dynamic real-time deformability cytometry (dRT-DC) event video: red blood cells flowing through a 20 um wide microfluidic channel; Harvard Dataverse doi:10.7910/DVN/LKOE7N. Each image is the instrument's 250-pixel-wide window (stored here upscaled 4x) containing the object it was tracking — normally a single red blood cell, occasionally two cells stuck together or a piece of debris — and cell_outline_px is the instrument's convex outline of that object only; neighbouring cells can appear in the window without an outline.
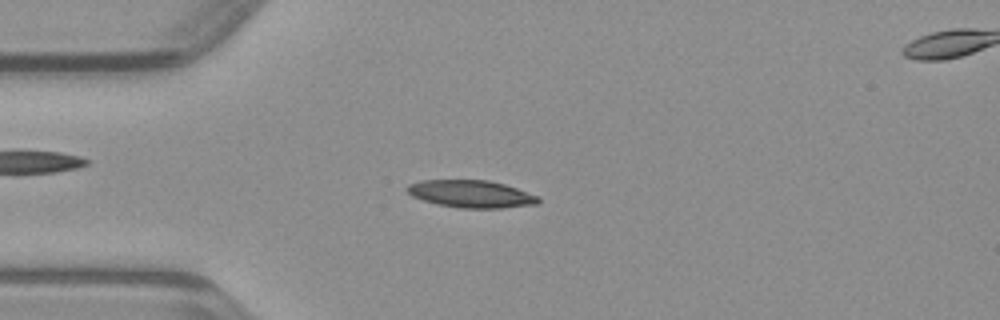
{"species": "common noctule bat (a hibernating species)", "species_latin": "Nyctalus noctula", "temperature_condition": "warm", "stored_images_in_passage": 46, "camera_frame_rate_fps": 3000, "um_per_image_px": 0.085, "animal": {"sex": "male", "body_mass_g": 23.1, "forearm_length_mm": 52.7}, "frame": {"image": 1, "passage_image": 11, "time_ms": 3.333, "image_size_px": [1000, 320], "cell_outline_px": [[540, 200], [536, 204], [504, 208], [460, 208], [436, 204], [412, 196], [404, 188], [408, 184], [420, 180], [488, 180], [504, 184], [516, 188], [536, 196]], "centroid_in_image_um": [39.99, 16.48], "position_along_channel_um": 45.0, "area_um2": 20.87}}
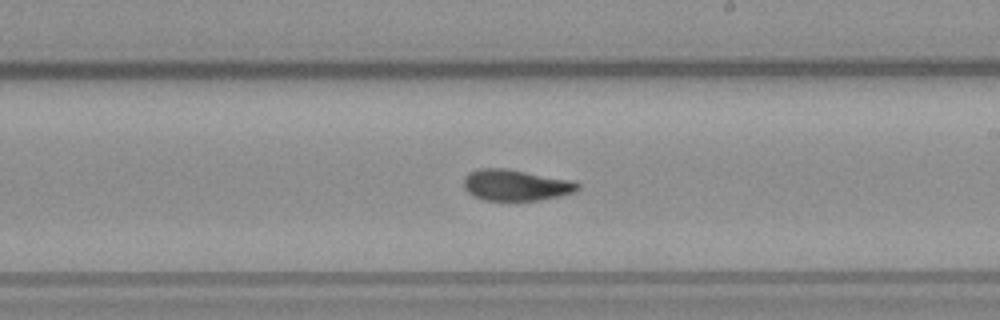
{"frame": {"image": 2, "passage_image": 26, "time_ms": 8.333, "image_size_px": [1000, 320], "cell_outline_px": [[580, 188], [576, 192], [560, 196], [540, 200], [484, 200], [472, 196], [464, 188], [464, 176], [468, 172], [480, 168], [504, 168], [572, 180], [580, 184]], "centroid_in_image_um": [43.84, 15.73], "position_along_channel_um": 245.2, "area_um2": 20.81}}
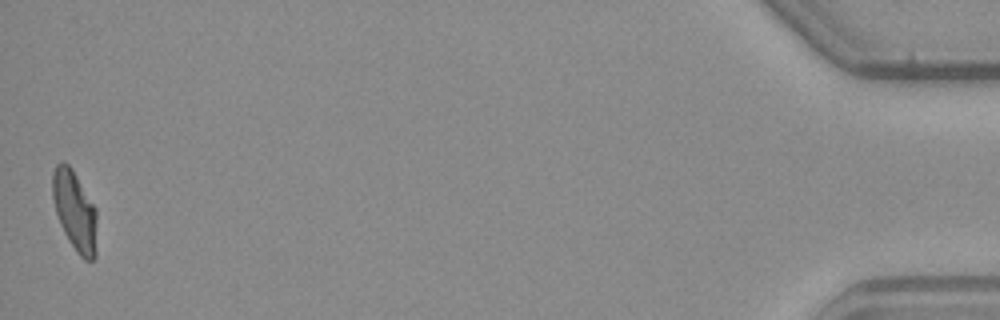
{"frame": {"image": 3, "passage_image": 46, "time_ms": 15.0, "image_size_px": [1000, 320], "cell_outline_px": [[96, 256], [92, 260], [84, 260], [76, 252], [68, 240], [60, 224], [56, 212], [52, 196], [52, 172], [56, 164], [64, 160], [72, 168], [96, 208]], "centroid_in_image_um": [6.35, 17.91], "position_along_channel_um": 428.9, "area_um2": 20.81}}